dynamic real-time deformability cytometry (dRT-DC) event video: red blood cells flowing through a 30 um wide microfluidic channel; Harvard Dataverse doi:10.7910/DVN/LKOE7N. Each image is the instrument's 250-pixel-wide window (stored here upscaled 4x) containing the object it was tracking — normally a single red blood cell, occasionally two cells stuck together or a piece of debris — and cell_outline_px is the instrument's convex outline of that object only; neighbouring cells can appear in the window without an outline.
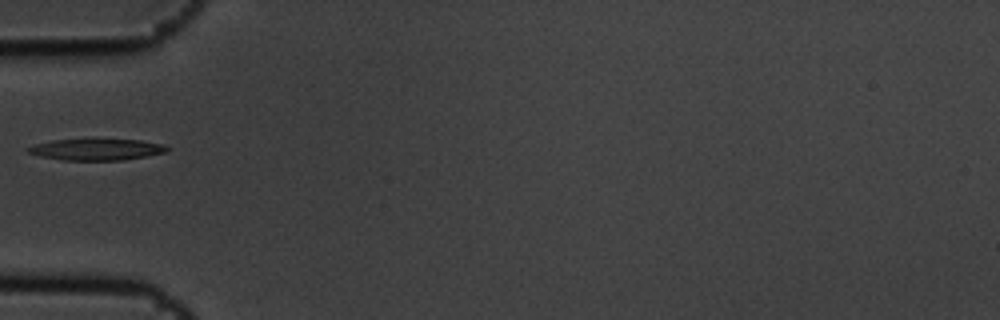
{"species": "common noctule bat (a hibernating species)", "species_latin": "Nyctalus noctula", "temperature_condition": "cold", "stored_images_in_passage": 1, "camera_frame_rate_fps": 3000, "um_per_image_px": 0.085, "animal": {"sex": "male", "body_mass_g": 19.5, "forearm_length_mm": 54.6}, "frame": {"image": 1, "passage_image": 1, "time_ms": 0.0, "image_size_px": [1000, 320], "cell_outline_px": [[168, 152], [148, 156], [124, 160], [64, 160], [40, 156], [28, 152], [24, 148], [36, 144], [52, 140], [92, 136], [140, 140], [164, 144], [168, 148]], "centroid_in_image_um": [8.22, 12.65], "position_along_channel_um": 76.8, "area_um2": 18.44}}